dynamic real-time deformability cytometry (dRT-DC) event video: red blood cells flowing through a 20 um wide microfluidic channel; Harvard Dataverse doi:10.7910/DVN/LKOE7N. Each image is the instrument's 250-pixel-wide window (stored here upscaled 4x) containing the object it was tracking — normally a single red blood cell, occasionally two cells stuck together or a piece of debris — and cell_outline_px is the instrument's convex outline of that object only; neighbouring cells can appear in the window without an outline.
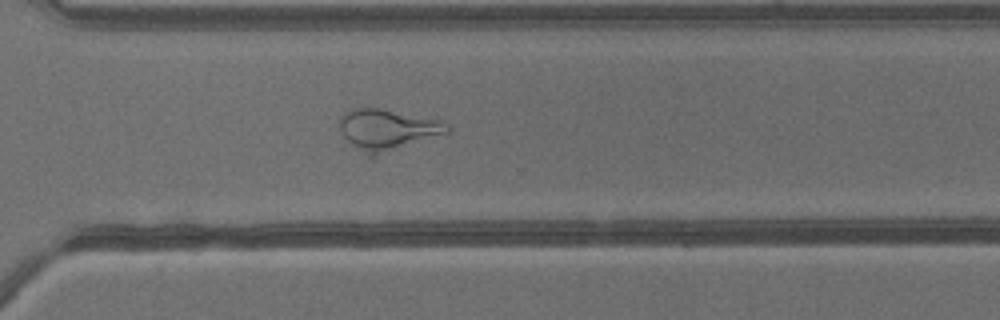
{"species": "common noctule bat (a hibernating species)", "species_latin": "Nyctalus noctula", "temperature_condition": "warm", "stored_images_in_passage": 31, "camera_frame_rate_fps": 3000, "um_per_image_px": 0.085, "animal": {"sex": "male", "body_mass_g": 13.3}, "frame": {"image": 1, "passage_image": 21, "time_ms": 6.667, "image_size_px": [1000, 320], "cell_outline_px": [[452, 132], [372, 156], [368, 156], [352, 144], [340, 132], [340, 116], [344, 112], [352, 108], [380, 108], [444, 120], [452, 128]], "centroid_in_image_um": [32.98, 10.98], "position_along_channel_um": 337.6, "area_um2": 25.66}}